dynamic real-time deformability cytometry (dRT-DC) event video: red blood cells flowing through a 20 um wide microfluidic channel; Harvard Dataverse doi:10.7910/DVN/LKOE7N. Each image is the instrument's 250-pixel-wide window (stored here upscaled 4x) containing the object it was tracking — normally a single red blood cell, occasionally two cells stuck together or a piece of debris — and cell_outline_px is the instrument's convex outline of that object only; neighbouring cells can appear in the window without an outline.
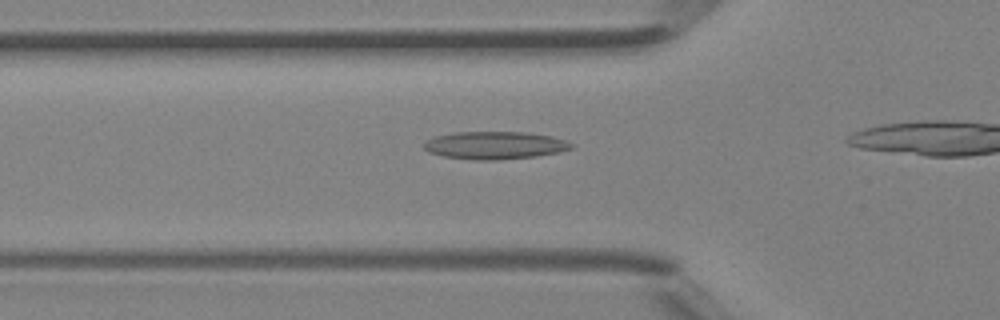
{"species": "Egyptian fruit bat (a non-hibernating species)", "species_latin": "Rousettus aegyptiacus", "temperature_condition": "room temperature", "stored_images_in_passage": 28, "camera_frame_rate_fps": 3000, "um_per_image_px": 0.085, "animal": {"sex": "female"}, "frame": {"image": 1, "passage_image": 12, "time_ms": 3.667, "image_size_px": [1000, 320], "cell_outline_px": [[576, 144], [572, 148], [560, 152], [536, 156], [492, 160], [476, 160], [444, 156], [428, 152], [424, 148], [424, 144], [428, 140], [436, 136], [452, 132], [524, 132], [552, 136]], "centroid_in_image_um": [42.09, 12.35], "position_along_channel_um": 83.7, "area_um2": 23.7}}
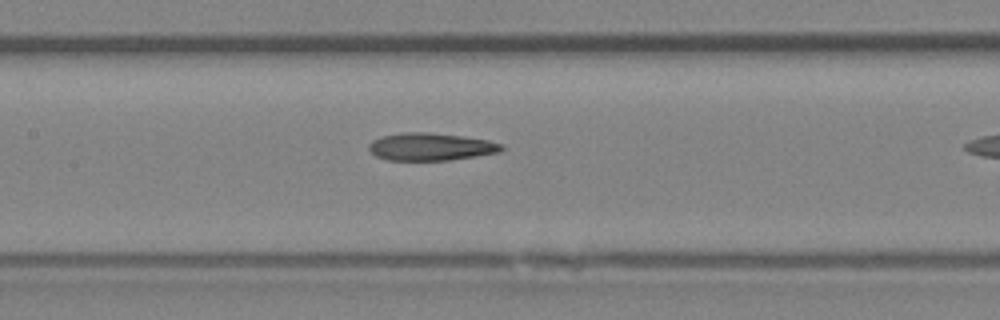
{"frame": {"image": 2, "passage_image": 18, "time_ms": 5.667, "image_size_px": [1000, 320], "cell_outline_px": [[504, 148], [500, 152], [448, 160], [388, 160], [376, 156], [368, 148], [368, 144], [372, 140], [380, 136], [404, 132], [428, 132], [464, 136], [488, 140], [504, 144]], "centroid_in_image_um": [36.61, 12.46], "position_along_channel_um": 170.8, "area_um2": 21.39}}
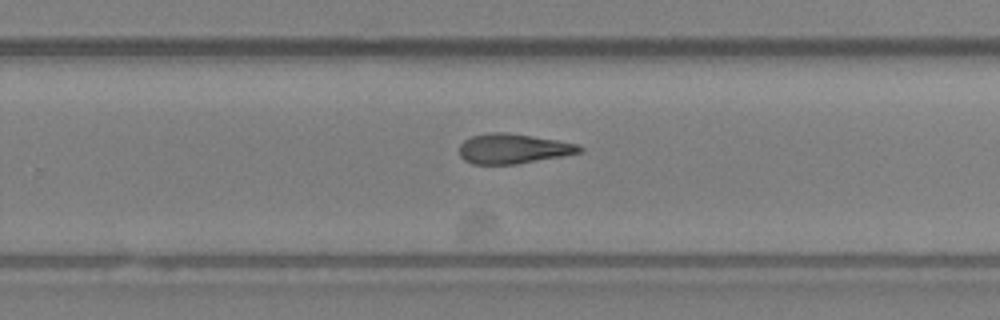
{"frame": {"image": 3, "passage_image": 26, "time_ms": 8.333, "image_size_px": [1000, 320], "cell_outline_px": [[584, 152], [516, 164], [472, 164], [464, 160], [460, 156], [460, 144], [464, 140], [472, 136], [488, 132], [504, 132], [532, 136], [556, 140], [576, 144], [584, 148]], "centroid_in_image_um": [43.6, 12.64], "position_along_channel_um": 286.2, "area_um2": 20.87}}